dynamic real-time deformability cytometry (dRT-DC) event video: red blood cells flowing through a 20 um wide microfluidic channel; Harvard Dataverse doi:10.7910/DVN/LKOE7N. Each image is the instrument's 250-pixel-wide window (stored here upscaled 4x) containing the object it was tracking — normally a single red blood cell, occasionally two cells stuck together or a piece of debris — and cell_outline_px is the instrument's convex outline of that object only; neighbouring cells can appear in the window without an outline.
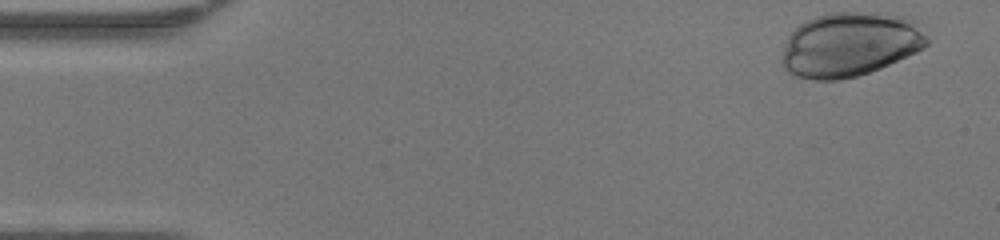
{"species": "human", "species_latin": "Homo sapiens", "temperature_condition": "warm", "stored_images_in_passage": 41, "camera_frame_rate_fps": 3000, "um_per_image_px": 0.085, "donor": {"sex": "female"}, "frame": {"image": 1, "passage_image": 1, "time_ms": 0.0, "image_size_px": [1000, 240], "cell_outline_px": [[928, 44], [924, 48], [916, 52], [880, 68], [856, 76], [836, 80], [812, 80], [796, 76], [788, 72], [780, 64], [780, 60], [788, 36], [800, 24], [816, 16], [828, 12], [888, 12], [908, 16], [920, 20], [928, 36]], "centroid_in_image_um": [72.31, 3.75], "position_along_channel_um": 12.7, "area_um2": 55.37}}
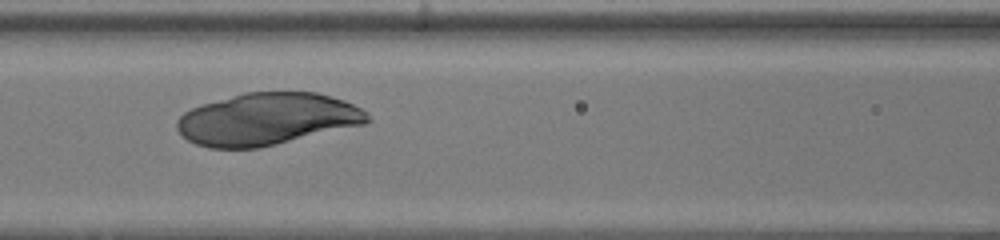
{"frame": {"image": 2, "passage_image": 19, "time_ms": 6.0, "image_size_px": [1000, 240], "cell_outline_px": [[372, 120], [364, 124], [260, 148], [208, 148], [196, 144], [188, 140], [176, 128], [176, 120], [184, 112], [192, 108], [204, 104], [244, 92], [316, 92], [344, 100], [368, 112]], "centroid_in_image_um": [22.71, 10.13], "position_along_channel_um": 143.9, "area_um2": 57.74}}
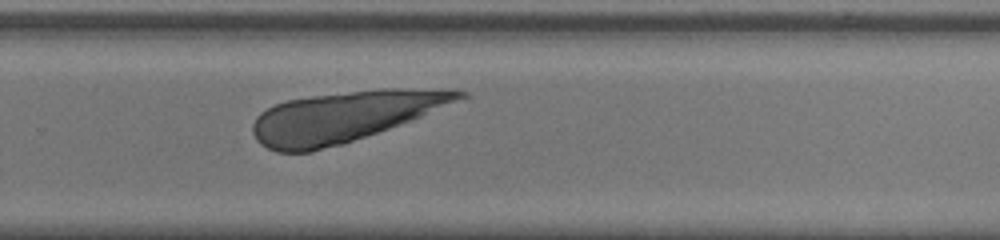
{"frame": {"image": 3, "passage_image": 30, "time_ms": 9.667, "image_size_px": [1000, 240], "cell_outline_px": [[468, 96], [420, 116], [400, 124], [344, 144], [312, 152], [276, 152], [260, 144], [256, 140], [252, 132], [252, 124], [256, 116], [260, 112], [276, 104], [288, 100], [312, 96], [384, 88], [448, 88], [468, 92]], "centroid_in_image_um": [29.24, 9.91], "position_along_channel_um": 300.6, "area_um2": 60.57}}